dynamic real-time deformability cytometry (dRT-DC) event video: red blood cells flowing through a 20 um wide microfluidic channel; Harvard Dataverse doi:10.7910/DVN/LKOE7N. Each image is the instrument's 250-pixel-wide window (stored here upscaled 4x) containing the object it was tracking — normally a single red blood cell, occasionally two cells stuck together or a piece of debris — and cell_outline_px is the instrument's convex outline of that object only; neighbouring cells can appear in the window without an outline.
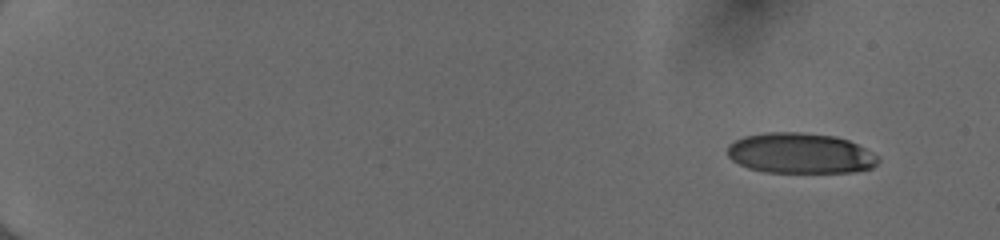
{"species": "human", "species_latin": "Homo sapiens", "temperature_condition": "cold", "stored_images_in_passage": 50, "camera_frame_rate_fps": 3000, "um_per_image_px": 0.085, "donor": {"sex": "female"}, "frame": {"image": 1, "passage_image": 1, "time_ms": 0.0, "image_size_px": [1000, 240], "cell_outline_px": [[880, 160], [872, 168], [856, 172], [768, 172], [748, 168], [732, 160], [728, 156], [728, 144], [744, 136], [768, 132], [800, 132], [836, 136], [848, 140], [880, 156]], "centroid_in_image_um": [68.04, 13.03], "position_along_channel_um": 17.0, "area_um2": 35.6}}
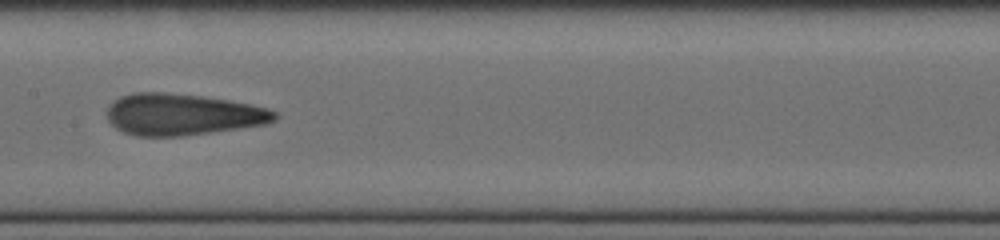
{"frame": {"image": 2, "passage_image": 27, "time_ms": 8.667, "image_size_px": [1000, 240], "cell_outline_px": [[280, 116], [276, 120], [264, 124], [180, 136], [136, 136], [124, 132], [116, 128], [108, 120], [108, 104], [112, 100], [120, 96], [132, 92], [164, 92], [200, 96], [228, 100], [268, 108], [276, 112]], "centroid_in_image_um": [15.47, 9.72], "position_along_channel_um": 191.9, "area_um2": 40.4}}
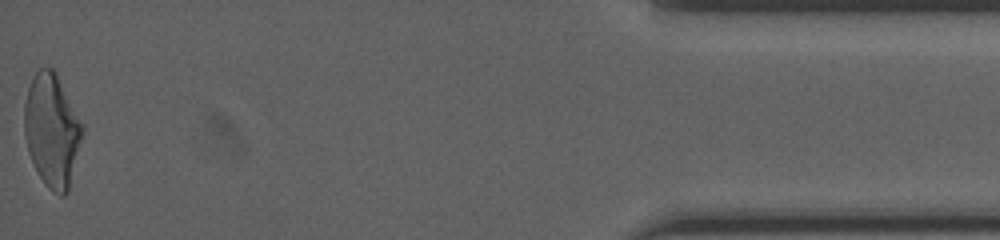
{"frame": {"image": 3, "passage_image": 50, "time_ms": 16.333, "image_size_px": [1000, 240], "cell_outline_px": [[84, 132], [68, 192], [64, 196], [60, 196], [52, 192], [44, 184], [28, 152], [24, 136], [24, 104], [28, 88], [32, 76], [40, 68], [52, 68], [56, 72], [84, 124]], "centroid_in_image_um": [4.43, 11.08], "position_along_channel_um": 430.8, "area_um2": 38.61}, "authors_computed_cell_mechanics": {"area_um2": 38.6682, "velocity_mm_per_s": 4.0205, "shape_relaxation_time_tau1_ms": 7.2064, "shape_relaxation_time_tau2_ms": 1.3447, "deformation_change_tau1": 0.2228, "deformation_change_tau2": 0.1086}}